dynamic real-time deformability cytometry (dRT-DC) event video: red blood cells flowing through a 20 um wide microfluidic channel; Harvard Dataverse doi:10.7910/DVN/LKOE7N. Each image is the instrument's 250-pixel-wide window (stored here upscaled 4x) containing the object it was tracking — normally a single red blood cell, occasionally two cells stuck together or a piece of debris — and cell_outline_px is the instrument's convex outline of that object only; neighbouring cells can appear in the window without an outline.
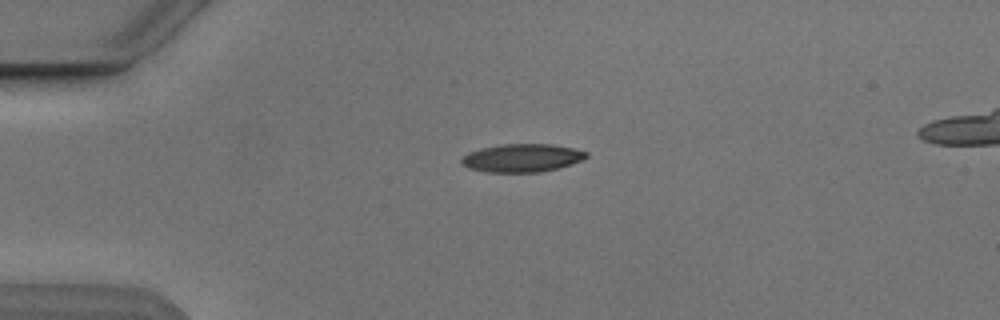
{"species": "Egyptian fruit bat (a non-hibernating species)", "species_latin": "Rousettus aegyptiacus", "temperature_condition": "cold", "stored_images_in_passage": 5, "camera_frame_rate_fps": 3000, "um_per_image_px": 0.085, "animal": {"sex": "male"}, "frame": {"image": 1, "passage_image": 3, "time_ms": 2.333, "image_size_px": [1000, 320], "cell_outline_px": [[588, 156], [584, 160], [572, 164], [540, 172], [488, 172], [468, 168], [460, 164], [460, 160], [468, 152], [480, 148], [500, 144], [552, 144], [572, 148], [588, 152]], "centroid_in_image_um": [44.36, 13.42], "position_along_channel_um": 40.6, "area_um2": 20.58}}
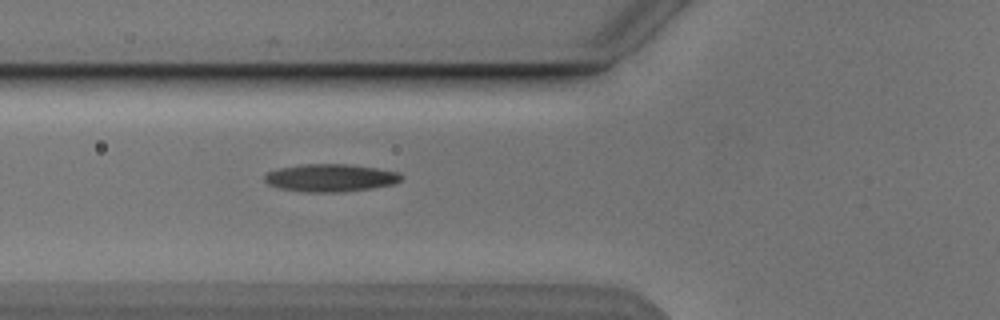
{"frame": {"image": 2, "passage_image": 5, "time_ms": 4.667, "image_size_px": [1000, 320], "cell_outline_px": [[404, 176], [400, 180], [392, 184], [372, 188], [344, 192], [300, 192], [280, 188], [268, 184], [264, 180], [264, 176], [268, 172], [280, 168], [304, 164], [352, 164], [400, 172]], "centroid_in_image_um": [28.1, 15.12], "position_along_channel_um": 97.7, "area_um2": 22.14}}